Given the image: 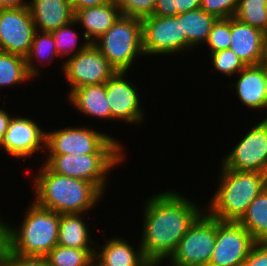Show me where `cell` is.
<instances>
[{"label": "cell", "instance_id": "28", "mask_svg": "<svg viewBox=\"0 0 267 266\" xmlns=\"http://www.w3.org/2000/svg\"><path fill=\"white\" fill-rule=\"evenodd\" d=\"M234 17L264 33L267 32V0H238Z\"/></svg>", "mask_w": 267, "mask_h": 266}, {"label": "cell", "instance_id": "11", "mask_svg": "<svg viewBox=\"0 0 267 266\" xmlns=\"http://www.w3.org/2000/svg\"><path fill=\"white\" fill-rule=\"evenodd\" d=\"M62 61L61 71L71 87L67 96L78 87L106 83L116 72L94 44Z\"/></svg>", "mask_w": 267, "mask_h": 266}, {"label": "cell", "instance_id": "4", "mask_svg": "<svg viewBox=\"0 0 267 266\" xmlns=\"http://www.w3.org/2000/svg\"><path fill=\"white\" fill-rule=\"evenodd\" d=\"M27 209L21 226L10 227L11 251L24 256H46L58 244L60 214L34 201Z\"/></svg>", "mask_w": 267, "mask_h": 266}, {"label": "cell", "instance_id": "33", "mask_svg": "<svg viewBox=\"0 0 267 266\" xmlns=\"http://www.w3.org/2000/svg\"><path fill=\"white\" fill-rule=\"evenodd\" d=\"M238 0H201L200 8L217 19L234 17Z\"/></svg>", "mask_w": 267, "mask_h": 266}, {"label": "cell", "instance_id": "1", "mask_svg": "<svg viewBox=\"0 0 267 266\" xmlns=\"http://www.w3.org/2000/svg\"><path fill=\"white\" fill-rule=\"evenodd\" d=\"M143 209L140 245L145 258L158 265H165L181 238L205 212V208L171 189L148 197Z\"/></svg>", "mask_w": 267, "mask_h": 266}, {"label": "cell", "instance_id": "18", "mask_svg": "<svg viewBox=\"0 0 267 266\" xmlns=\"http://www.w3.org/2000/svg\"><path fill=\"white\" fill-rule=\"evenodd\" d=\"M27 7L37 31L51 32L74 20L70 0H28Z\"/></svg>", "mask_w": 267, "mask_h": 266}, {"label": "cell", "instance_id": "13", "mask_svg": "<svg viewBox=\"0 0 267 266\" xmlns=\"http://www.w3.org/2000/svg\"><path fill=\"white\" fill-rule=\"evenodd\" d=\"M30 117L14 115L1 140V147L10 157L23 161L46 150V132Z\"/></svg>", "mask_w": 267, "mask_h": 266}, {"label": "cell", "instance_id": "2", "mask_svg": "<svg viewBox=\"0 0 267 266\" xmlns=\"http://www.w3.org/2000/svg\"><path fill=\"white\" fill-rule=\"evenodd\" d=\"M32 179L34 202L59 214L88 213L103 199L93 183L50 171L43 163Z\"/></svg>", "mask_w": 267, "mask_h": 266}, {"label": "cell", "instance_id": "3", "mask_svg": "<svg viewBox=\"0 0 267 266\" xmlns=\"http://www.w3.org/2000/svg\"><path fill=\"white\" fill-rule=\"evenodd\" d=\"M217 188L205 211L220 221L238 222L250 203L266 188L267 174L226 169L221 163ZM219 181V182H218Z\"/></svg>", "mask_w": 267, "mask_h": 266}, {"label": "cell", "instance_id": "15", "mask_svg": "<svg viewBox=\"0 0 267 266\" xmlns=\"http://www.w3.org/2000/svg\"><path fill=\"white\" fill-rule=\"evenodd\" d=\"M27 6L0 8V50L25 57L36 32Z\"/></svg>", "mask_w": 267, "mask_h": 266}, {"label": "cell", "instance_id": "6", "mask_svg": "<svg viewBox=\"0 0 267 266\" xmlns=\"http://www.w3.org/2000/svg\"><path fill=\"white\" fill-rule=\"evenodd\" d=\"M46 132L47 155L125 154L124 144L106 133L86 126H66ZM124 152V153H123Z\"/></svg>", "mask_w": 267, "mask_h": 266}, {"label": "cell", "instance_id": "34", "mask_svg": "<svg viewBox=\"0 0 267 266\" xmlns=\"http://www.w3.org/2000/svg\"><path fill=\"white\" fill-rule=\"evenodd\" d=\"M242 266H267V242H256Z\"/></svg>", "mask_w": 267, "mask_h": 266}, {"label": "cell", "instance_id": "30", "mask_svg": "<svg viewBox=\"0 0 267 266\" xmlns=\"http://www.w3.org/2000/svg\"><path fill=\"white\" fill-rule=\"evenodd\" d=\"M209 55L211 56L209 58L213 65L211 70H216L218 73L228 77L233 78L232 76H236L245 67L239 57L230 49L217 51Z\"/></svg>", "mask_w": 267, "mask_h": 266}, {"label": "cell", "instance_id": "10", "mask_svg": "<svg viewBox=\"0 0 267 266\" xmlns=\"http://www.w3.org/2000/svg\"><path fill=\"white\" fill-rule=\"evenodd\" d=\"M244 134L229 154L221 158L220 163L229 170L267 174V118L256 122Z\"/></svg>", "mask_w": 267, "mask_h": 266}, {"label": "cell", "instance_id": "32", "mask_svg": "<svg viewBox=\"0 0 267 266\" xmlns=\"http://www.w3.org/2000/svg\"><path fill=\"white\" fill-rule=\"evenodd\" d=\"M157 0H116L121 16L143 18L152 15Z\"/></svg>", "mask_w": 267, "mask_h": 266}, {"label": "cell", "instance_id": "14", "mask_svg": "<svg viewBox=\"0 0 267 266\" xmlns=\"http://www.w3.org/2000/svg\"><path fill=\"white\" fill-rule=\"evenodd\" d=\"M126 71H116L106 81V97L111 111V121L123 120L126 123L141 125L145 111L140 104L141 97L135 83L128 79ZM138 91V92H137Z\"/></svg>", "mask_w": 267, "mask_h": 266}, {"label": "cell", "instance_id": "36", "mask_svg": "<svg viewBox=\"0 0 267 266\" xmlns=\"http://www.w3.org/2000/svg\"><path fill=\"white\" fill-rule=\"evenodd\" d=\"M2 218V216H0ZM11 224L0 219V265L5 264L11 252Z\"/></svg>", "mask_w": 267, "mask_h": 266}, {"label": "cell", "instance_id": "44", "mask_svg": "<svg viewBox=\"0 0 267 266\" xmlns=\"http://www.w3.org/2000/svg\"><path fill=\"white\" fill-rule=\"evenodd\" d=\"M90 266H101V265H99L95 260H93L91 262Z\"/></svg>", "mask_w": 267, "mask_h": 266}, {"label": "cell", "instance_id": "20", "mask_svg": "<svg viewBox=\"0 0 267 266\" xmlns=\"http://www.w3.org/2000/svg\"><path fill=\"white\" fill-rule=\"evenodd\" d=\"M264 32L231 17L230 47L245 66L258 65Z\"/></svg>", "mask_w": 267, "mask_h": 266}, {"label": "cell", "instance_id": "16", "mask_svg": "<svg viewBox=\"0 0 267 266\" xmlns=\"http://www.w3.org/2000/svg\"><path fill=\"white\" fill-rule=\"evenodd\" d=\"M232 87L239 101L247 109L267 111V97L264 83V66H245L236 76Z\"/></svg>", "mask_w": 267, "mask_h": 266}, {"label": "cell", "instance_id": "7", "mask_svg": "<svg viewBox=\"0 0 267 266\" xmlns=\"http://www.w3.org/2000/svg\"><path fill=\"white\" fill-rule=\"evenodd\" d=\"M43 164L52 172L95 184L104 194L109 172L124 161L125 154L45 155Z\"/></svg>", "mask_w": 267, "mask_h": 266}, {"label": "cell", "instance_id": "45", "mask_svg": "<svg viewBox=\"0 0 267 266\" xmlns=\"http://www.w3.org/2000/svg\"><path fill=\"white\" fill-rule=\"evenodd\" d=\"M151 266H164V265L152 264Z\"/></svg>", "mask_w": 267, "mask_h": 266}, {"label": "cell", "instance_id": "12", "mask_svg": "<svg viewBox=\"0 0 267 266\" xmlns=\"http://www.w3.org/2000/svg\"><path fill=\"white\" fill-rule=\"evenodd\" d=\"M255 243L239 222L216 219V242L208 266H242Z\"/></svg>", "mask_w": 267, "mask_h": 266}, {"label": "cell", "instance_id": "46", "mask_svg": "<svg viewBox=\"0 0 267 266\" xmlns=\"http://www.w3.org/2000/svg\"><path fill=\"white\" fill-rule=\"evenodd\" d=\"M0 266H9L7 263H5V264H2V265H0Z\"/></svg>", "mask_w": 267, "mask_h": 266}, {"label": "cell", "instance_id": "31", "mask_svg": "<svg viewBox=\"0 0 267 266\" xmlns=\"http://www.w3.org/2000/svg\"><path fill=\"white\" fill-rule=\"evenodd\" d=\"M231 37V17L224 19H217L213 24L212 29L208 35L207 49L209 47V54L217 51L229 49Z\"/></svg>", "mask_w": 267, "mask_h": 266}, {"label": "cell", "instance_id": "38", "mask_svg": "<svg viewBox=\"0 0 267 266\" xmlns=\"http://www.w3.org/2000/svg\"><path fill=\"white\" fill-rule=\"evenodd\" d=\"M201 0H174V9H177V15L199 9Z\"/></svg>", "mask_w": 267, "mask_h": 266}, {"label": "cell", "instance_id": "8", "mask_svg": "<svg viewBox=\"0 0 267 266\" xmlns=\"http://www.w3.org/2000/svg\"><path fill=\"white\" fill-rule=\"evenodd\" d=\"M216 242V219L206 211L181 238L165 266H208Z\"/></svg>", "mask_w": 267, "mask_h": 266}, {"label": "cell", "instance_id": "39", "mask_svg": "<svg viewBox=\"0 0 267 266\" xmlns=\"http://www.w3.org/2000/svg\"><path fill=\"white\" fill-rule=\"evenodd\" d=\"M116 0H70L73 11L81 10L87 7H97L105 5Z\"/></svg>", "mask_w": 267, "mask_h": 266}, {"label": "cell", "instance_id": "42", "mask_svg": "<svg viewBox=\"0 0 267 266\" xmlns=\"http://www.w3.org/2000/svg\"><path fill=\"white\" fill-rule=\"evenodd\" d=\"M258 65L267 66V32H265L262 37L261 55H260Z\"/></svg>", "mask_w": 267, "mask_h": 266}, {"label": "cell", "instance_id": "40", "mask_svg": "<svg viewBox=\"0 0 267 266\" xmlns=\"http://www.w3.org/2000/svg\"><path fill=\"white\" fill-rule=\"evenodd\" d=\"M12 116L13 115L9 114L3 107L0 108V141L3 139L4 134L7 131Z\"/></svg>", "mask_w": 267, "mask_h": 266}, {"label": "cell", "instance_id": "35", "mask_svg": "<svg viewBox=\"0 0 267 266\" xmlns=\"http://www.w3.org/2000/svg\"><path fill=\"white\" fill-rule=\"evenodd\" d=\"M9 266H51L45 256H24L10 252L6 262Z\"/></svg>", "mask_w": 267, "mask_h": 266}, {"label": "cell", "instance_id": "37", "mask_svg": "<svg viewBox=\"0 0 267 266\" xmlns=\"http://www.w3.org/2000/svg\"><path fill=\"white\" fill-rule=\"evenodd\" d=\"M152 15L175 17L177 9H174V0H157Z\"/></svg>", "mask_w": 267, "mask_h": 266}, {"label": "cell", "instance_id": "24", "mask_svg": "<svg viewBox=\"0 0 267 266\" xmlns=\"http://www.w3.org/2000/svg\"><path fill=\"white\" fill-rule=\"evenodd\" d=\"M55 57H59V55L52 33L36 31L30 50L25 56L28 73L33 78H36L40 75L39 72L41 71L37 64L42 65L43 61H45L46 64H51Z\"/></svg>", "mask_w": 267, "mask_h": 266}, {"label": "cell", "instance_id": "21", "mask_svg": "<svg viewBox=\"0 0 267 266\" xmlns=\"http://www.w3.org/2000/svg\"><path fill=\"white\" fill-rule=\"evenodd\" d=\"M66 97L73 108L80 111L79 113L100 120H111L105 83L78 87Z\"/></svg>", "mask_w": 267, "mask_h": 266}, {"label": "cell", "instance_id": "43", "mask_svg": "<svg viewBox=\"0 0 267 266\" xmlns=\"http://www.w3.org/2000/svg\"><path fill=\"white\" fill-rule=\"evenodd\" d=\"M264 83L267 97V66H264ZM265 118H267V114L265 115Z\"/></svg>", "mask_w": 267, "mask_h": 266}, {"label": "cell", "instance_id": "17", "mask_svg": "<svg viewBox=\"0 0 267 266\" xmlns=\"http://www.w3.org/2000/svg\"><path fill=\"white\" fill-rule=\"evenodd\" d=\"M105 243V244H104ZM100 247L96 241L94 260L101 266H151L152 264L145 258L140 242L134 248L127 238L112 237L105 238V242Z\"/></svg>", "mask_w": 267, "mask_h": 266}, {"label": "cell", "instance_id": "29", "mask_svg": "<svg viewBox=\"0 0 267 266\" xmlns=\"http://www.w3.org/2000/svg\"><path fill=\"white\" fill-rule=\"evenodd\" d=\"M75 25H77V22L73 20L64 26L51 31L59 58L66 57L63 59H67V57H73L90 45L88 41H85L78 47L79 36L77 31L75 32L73 29Z\"/></svg>", "mask_w": 267, "mask_h": 266}, {"label": "cell", "instance_id": "41", "mask_svg": "<svg viewBox=\"0 0 267 266\" xmlns=\"http://www.w3.org/2000/svg\"><path fill=\"white\" fill-rule=\"evenodd\" d=\"M28 6V0H0V8H18Z\"/></svg>", "mask_w": 267, "mask_h": 266}, {"label": "cell", "instance_id": "26", "mask_svg": "<svg viewBox=\"0 0 267 266\" xmlns=\"http://www.w3.org/2000/svg\"><path fill=\"white\" fill-rule=\"evenodd\" d=\"M31 79L34 81L27 71L25 57L0 50V88H14V85H22Z\"/></svg>", "mask_w": 267, "mask_h": 266}, {"label": "cell", "instance_id": "22", "mask_svg": "<svg viewBox=\"0 0 267 266\" xmlns=\"http://www.w3.org/2000/svg\"><path fill=\"white\" fill-rule=\"evenodd\" d=\"M85 214L87 215V213L60 214L58 245L70 248L96 247L95 240L89 234V225L85 223Z\"/></svg>", "mask_w": 267, "mask_h": 266}, {"label": "cell", "instance_id": "19", "mask_svg": "<svg viewBox=\"0 0 267 266\" xmlns=\"http://www.w3.org/2000/svg\"><path fill=\"white\" fill-rule=\"evenodd\" d=\"M121 16L120 9L115 2L97 7H87L74 12V20L83 29V39L93 44L98 40Z\"/></svg>", "mask_w": 267, "mask_h": 266}, {"label": "cell", "instance_id": "5", "mask_svg": "<svg viewBox=\"0 0 267 266\" xmlns=\"http://www.w3.org/2000/svg\"><path fill=\"white\" fill-rule=\"evenodd\" d=\"M93 44L116 71H131L144 56L141 18L120 16Z\"/></svg>", "mask_w": 267, "mask_h": 266}, {"label": "cell", "instance_id": "27", "mask_svg": "<svg viewBox=\"0 0 267 266\" xmlns=\"http://www.w3.org/2000/svg\"><path fill=\"white\" fill-rule=\"evenodd\" d=\"M95 248H70L56 245L45 258L51 266H90Z\"/></svg>", "mask_w": 267, "mask_h": 266}, {"label": "cell", "instance_id": "23", "mask_svg": "<svg viewBox=\"0 0 267 266\" xmlns=\"http://www.w3.org/2000/svg\"><path fill=\"white\" fill-rule=\"evenodd\" d=\"M217 18L201 8L182 13V28L187 37V53L205 44ZM198 46V47H197Z\"/></svg>", "mask_w": 267, "mask_h": 266}, {"label": "cell", "instance_id": "25", "mask_svg": "<svg viewBox=\"0 0 267 266\" xmlns=\"http://www.w3.org/2000/svg\"><path fill=\"white\" fill-rule=\"evenodd\" d=\"M238 222L249 231L256 242H267V186L250 203Z\"/></svg>", "mask_w": 267, "mask_h": 266}, {"label": "cell", "instance_id": "9", "mask_svg": "<svg viewBox=\"0 0 267 266\" xmlns=\"http://www.w3.org/2000/svg\"><path fill=\"white\" fill-rule=\"evenodd\" d=\"M144 56L187 53L182 14L175 17L149 15L141 18Z\"/></svg>", "mask_w": 267, "mask_h": 266}]
</instances>
